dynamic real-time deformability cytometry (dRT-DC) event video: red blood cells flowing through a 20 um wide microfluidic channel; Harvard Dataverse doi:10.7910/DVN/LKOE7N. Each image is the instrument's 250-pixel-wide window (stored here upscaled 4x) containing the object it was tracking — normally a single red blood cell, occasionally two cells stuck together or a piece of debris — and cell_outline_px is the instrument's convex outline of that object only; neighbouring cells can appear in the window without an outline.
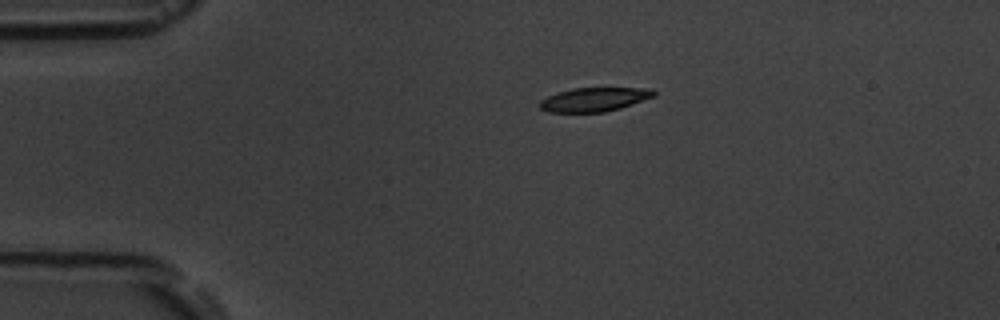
{"species": "common noctule bat (a hibernating species)", "species_latin": "Nyctalus noctula", "temperature_condition": "room temperature", "stored_images_in_passage": 9, "camera_frame_rate_fps": 3000, "um_per_image_px": 0.085, "animal": {"sex": "male", "body_mass_g": 19.5, "forearm_length_mm": 54.6}, "frame": {"image": 1, "passage_image": 1, "time_ms": 0.0, "image_size_px": [1000, 320], "cell_outline_px": [[656, 96], [620, 108], [604, 112], [548, 112], [540, 108], [540, 100], [548, 96], [572, 88], [652, 88], [656, 92]], "centroid_in_image_um": [50.54, 8.45], "position_along_channel_um": 34.5, "area_um2": 15.84}}
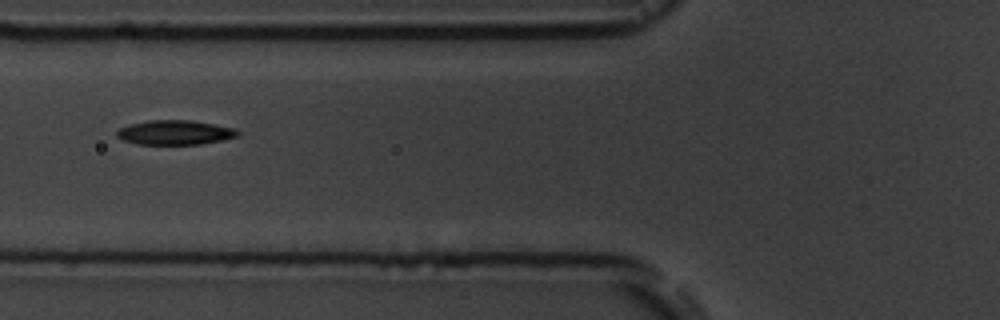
{"frame": {"image": 2, "passage_image": 4, "time_ms": 3.333, "image_size_px": [1000, 320], "cell_outline_px": [[240, 136], [200, 144], [136, 144], [124, 140], [116, 136], [116, 132], [120, 128], [132, 124], [148, 120], [192, 120], [236, 128], [240, 132]], "centroid_in_image_um": [14.9, 11.26], "position_along_channel_um": 110.9, "area_um2": 17.22}}
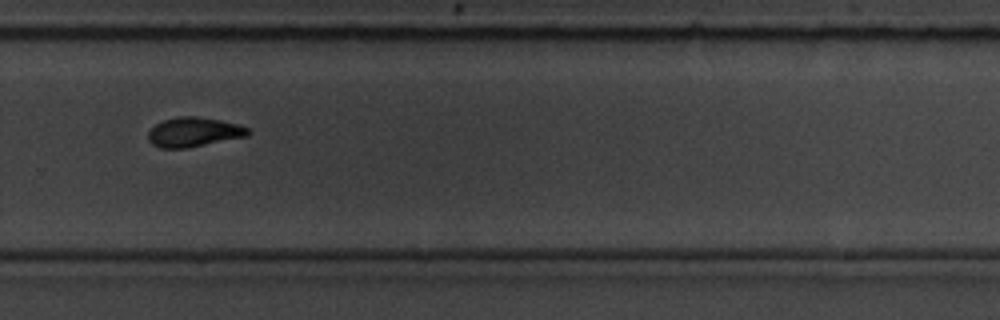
{"frame": {"image": 3, "passage_image": 9, "time_ms": 9.0, "image_size_px": [1000, 320], "cell_outline_px": [[252, 132], [248, 136], [188, 148], [160, 148], [152, 144], [148, 140], [148, 132], [156, 124], [164, 120], [176, 116], [196, 116], [220, 120], [236, 124], [248, 128]], "centroid_in_image_um": [16.47, 11.23], "position_along_channel_um": 313.3, "area_um2": 17.22}}